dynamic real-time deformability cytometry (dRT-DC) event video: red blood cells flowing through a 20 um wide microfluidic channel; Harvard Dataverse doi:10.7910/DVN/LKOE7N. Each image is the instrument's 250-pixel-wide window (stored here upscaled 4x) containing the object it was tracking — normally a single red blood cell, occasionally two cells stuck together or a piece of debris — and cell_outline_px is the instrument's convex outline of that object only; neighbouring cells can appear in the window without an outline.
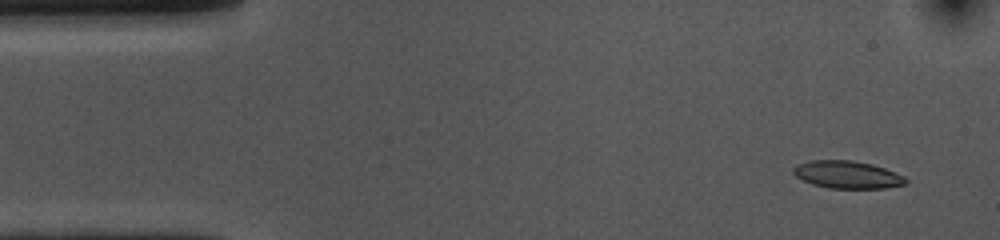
{"species": "common noctule bat (a hibernating species)", "species_latin": "Nyctalus noctula", "temperature_condition": "cold", "stored_images_in_passage": 53, "camera_frame_rate_fps": 3000, "um_per_image_px": 0.085, "animal": {"sex": "female", "body_mass_g": 10.0, "forearm_length_mm": 53.1}, "frame": {"image": 1, "passage_image": 3, "time_ms": 0.667, "image_size_px": [1000, 240], "cell_outline_px": [[908, 180], [904, 184], [884, 188], [828, 188], [812, 184], [796, 176], [792, 172], [792, 168], [796, 164], [812, 160], [852, 160], [872, 164], [896, 172], [904, 176]], "centroid_in_image_um": [72.0, 14.84], "position_along_channel_um": 13.0, "area_um2": 18.03}}
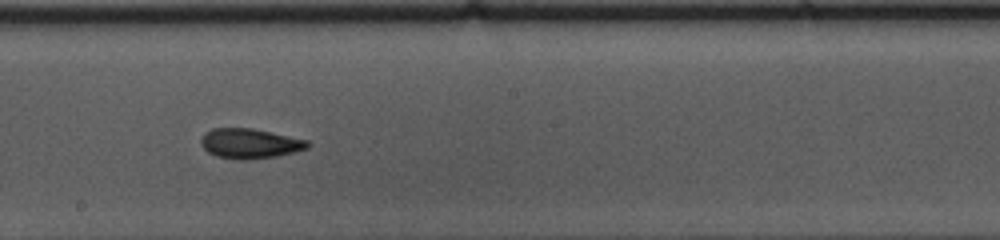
{"frame": {"image": 2, "passage_image": 28, "time_ms": 9.0, "image_size_px": [1000, 240], "cell_outline_px": [[312, 144], [308, 148], [296, 152], [276, 156], [248, 160], [236, 160], [216, 156], [208, 152], [200, 144], [200, 140], [204, 132], [212, 128], [252, 128], [308, 140]], "centroid_in_image_um": [21.23, 12.2], "position_along_channel_um": 227.0, "area_um2": 18.84}}
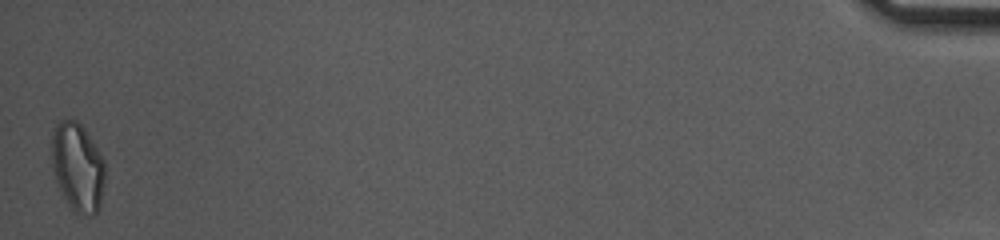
{"frame": {"image": 3, "passage_image": 53, "time_ms": 17.333, "image_size_px": [1000, 240], "cell_outline_px": [[104, 184], [100, 204], [96, 212], [76, 212], [68, 204], [56, 180], [52, 164], [52, 136], [56, 124], [60, 120], [76, 120], [84, 128], [104, 160]], "centroid_in_image_um": [6.59, 14.15], "position_along_channel_um": 428.6, "area_um2": 26.76}, "authors_computed_cell_mechanics": {"area_um2": 18.6116, "velocity_mm_per_s": 3.6269, "shape_relaxation_time_tau1_ms": 5.3794, "shape_relaxation_time_tau2_ms": 3.8959, "deformation_change_tau1": 0.1507, "deformation_change_tau2": 0.1104}}